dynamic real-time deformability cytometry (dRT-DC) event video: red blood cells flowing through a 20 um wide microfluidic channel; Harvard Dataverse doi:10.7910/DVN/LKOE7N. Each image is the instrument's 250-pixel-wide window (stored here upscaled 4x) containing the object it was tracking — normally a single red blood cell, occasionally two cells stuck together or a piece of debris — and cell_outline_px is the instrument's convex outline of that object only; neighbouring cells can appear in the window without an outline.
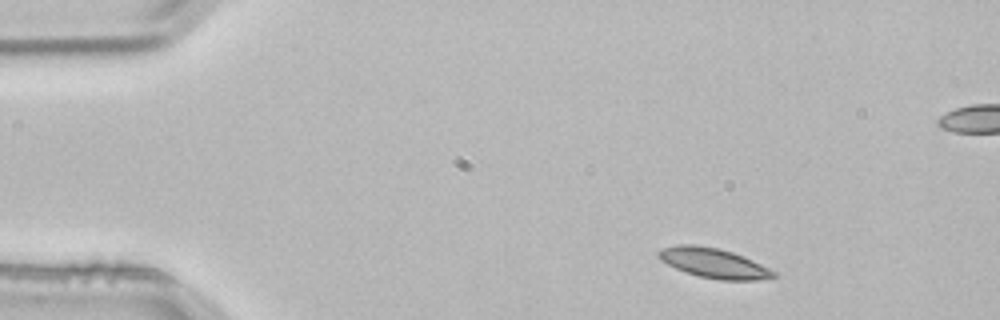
{"species": "common noctule bat (a hibernating species)", "species_latin": "Nyctalus noctula", "temperature_condition": "room temperature", "stored_images_in_passage": 3, "camera_frame_rate_fps": 3000, "um_per_image_px": 0.085, "animal": {"sex": "male", "body_mass_g": 21.5, "forearm_length_mm": 52.0}, "frame": {"image": 1, "passage_image": 1, "time_ms": 0.0, "image_size_px": [1000, 320], "cell_outline_px": [[780, 276], [756, 280], [720, 280], [700, 276], [684, 272], [660, 260], [656, 256], [656, 252], [664, 248], [676, 244], [692, 244], [716, 248], [732, 252], [744, 256], [776, 272]], "centroid_in_image_um": [60.65, 22.36], "position_along_channel_um": 24.3, "area_um2": 19.94}}